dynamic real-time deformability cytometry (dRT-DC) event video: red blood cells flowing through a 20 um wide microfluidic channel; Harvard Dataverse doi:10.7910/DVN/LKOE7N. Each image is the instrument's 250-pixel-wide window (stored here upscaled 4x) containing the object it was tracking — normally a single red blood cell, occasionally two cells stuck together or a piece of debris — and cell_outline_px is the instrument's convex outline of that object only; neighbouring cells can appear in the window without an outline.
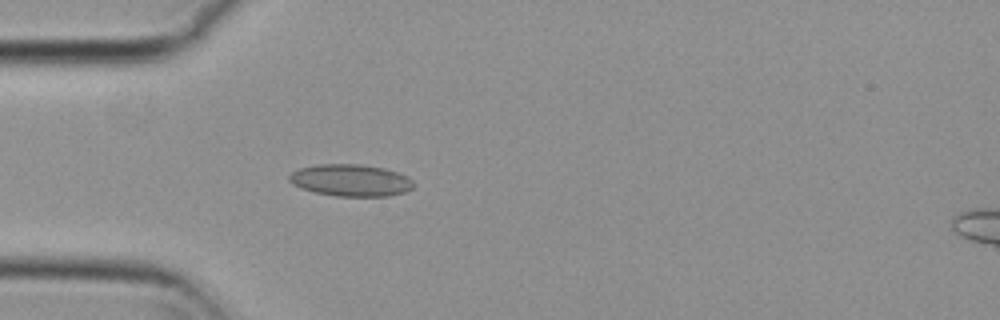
{"species": "common noctule bat (a hibernating species)", "species_latin": "Nyctalus noctula", "temperature_condition": "cold", "stored_images_in_passage": 40, "camera_frame_rate_fps": 3000, "um_per_image_px": 0.085, "animal": {"sex": "female", "body_mass_g": 29.2, "forearm_length_mm": 56.3}, "frame": {"image": 1, "passage_image": 2, "time_ms": 0.333, "image_size_px": [1000, 320], "cell_outline_px": [[416, 184], [412, 188], [404, 192], [388, 196], [336, 196], [316, 192], [300, 188], [292, 184], [288, 180], [288, 176], [292, 172], [300, 168], [316, 164], [360, 164], [384, 168], [408, 176]], "centroid_in_image_um": [29.81, 15.32], "position_along_channel_um": 55.2, "area_um2": 23.24}}
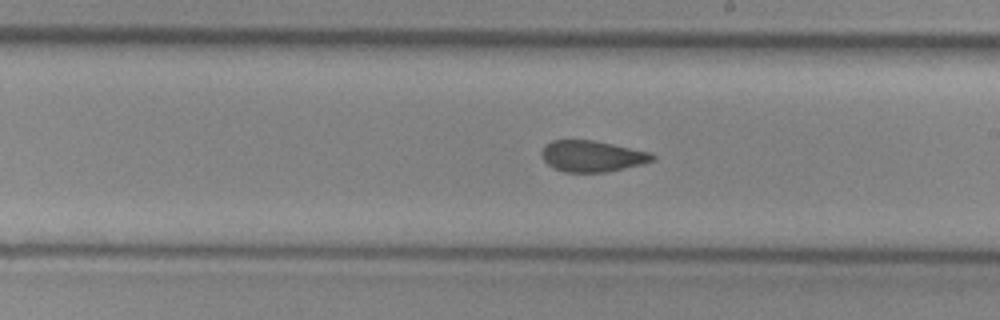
{"frame": {"image": 2, "passage_image": 17, "time_ms": 5.333, "image_size_px": [1000, 320], "cell_outline_px": [[656, 160], [644, 164], [608, 172], [564, 172], [552, 168], [544, 160], [540, 152], [544, 144], [552, 140], [592, 140], [652, 152], [656, 156]], "centroid_in_image_um": [50.35, 13.28], "position_along_channel_um": 238.7, "area_um2": 20.46}}
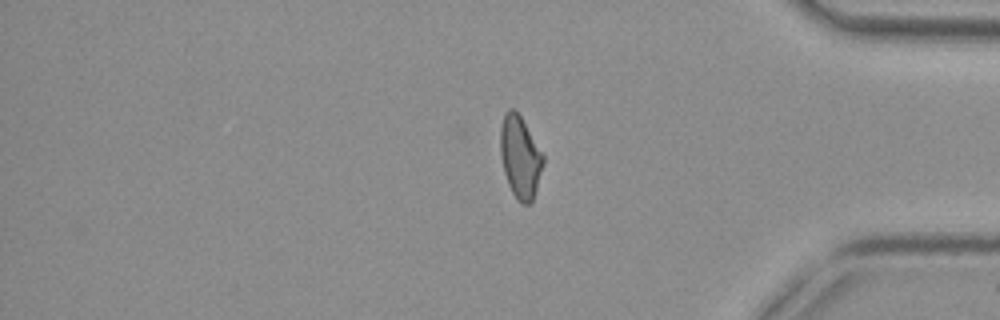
{"frame": {"image": 3, "passage_image": 31, "time_ms": 10.0, "image_size_px": [1000, 320], "cell_outline_px": [[544, 164], [532, 200], [528, 204], [520, 204], [516, 200], [508, 184], [504, 172], [500, 156], [500, 128], [504, 112], [508, 108], [512, 108], [520, 116], [544, 156]], "centroid_in_image_um": [44.19, 13.36], "position_along_channel_um": 391.0, "area_um2": 20.4}, "authors_computed_cell_mechanics": {"area_um2": 20.6924, "velocity_mm_per_s": 3.7869, "shape_relaxation_time_tau1_ms": null, "shape_relaxation_time_tau2_ms": 1.985, "deformation_change_tau1": null, "deformation_change_tau2": 0.0835}}